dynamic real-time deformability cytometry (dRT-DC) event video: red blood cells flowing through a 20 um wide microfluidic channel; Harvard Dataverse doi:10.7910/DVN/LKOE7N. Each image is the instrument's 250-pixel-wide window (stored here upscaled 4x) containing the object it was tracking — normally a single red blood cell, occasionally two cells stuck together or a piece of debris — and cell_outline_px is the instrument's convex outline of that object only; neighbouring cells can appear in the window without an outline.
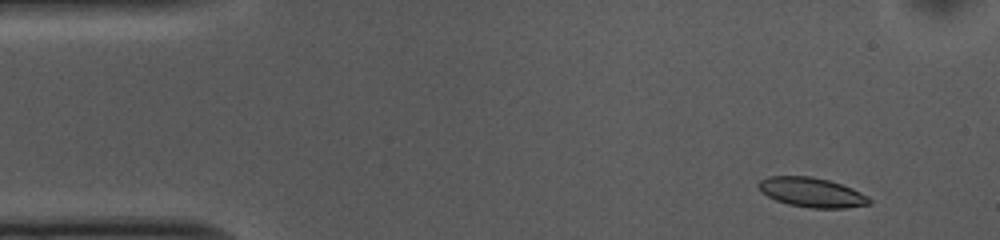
{"species": "common noctule bat (a hibernating species)", "species_latin": "Nyctalus noctula", "temperature_condition": "cold", "stored_images_in_passage": 52, "camera_frame_rate_fps": 3000, "um_per_image_px": 0.085, "animal": {"sex": "female", "body_mass_g": 10.0, "forearm_length_mm": 53.1}, "frame": {"image": 1, "passage_image": 4, "time_ms": 1.0, "image_size_px": [1000, 240], "cell_outline_px": [[872, 200], [868, 204], [848, 208], [812, 208], [788, 204], [776, 200], [768, 196], [756, 184], [760, 180], [768, 176], [812, 176], [828, 180], [852, 188], [868, 196]], "centroid_in_image_um": [69.01, 16.35], "position_along_channel_um": 16.0, "area_um2": 18.96}}
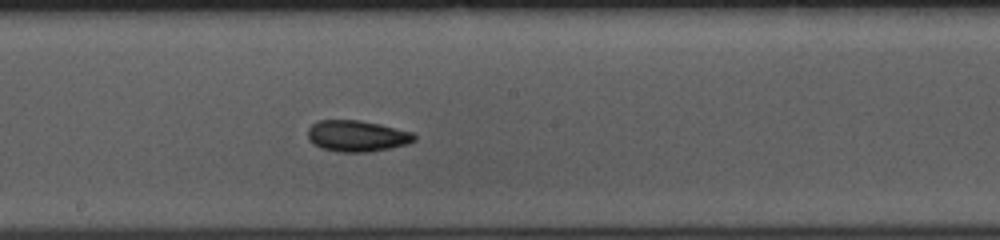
{"frame": {"image": 2, "passage_image": 27, "time_ms": 8.667, "image_size_px": [1000, 240], "cell_outline_px": [[416, 140], [408, 144], [368, 152], [340, 152], [324, 148], [308, 140], [308, 128], [312, 124], [320, 120], [360, 120], [380, 124], [412, 132], [416, 136]], "centroid_in_image_um": [30.36, 11.55], "position_along_channel_um": 217.8, "area_um2": 19.25}}
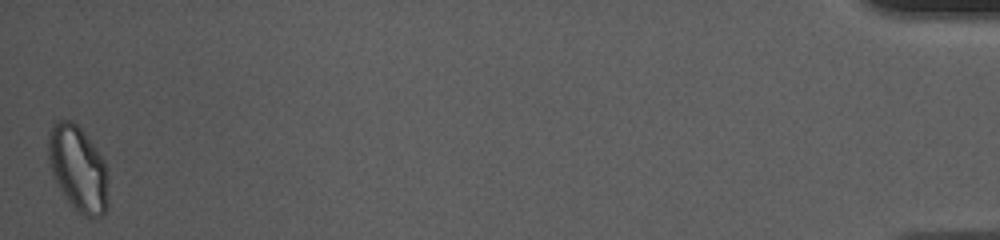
{"frame": {"image": 3, "passage_image": 52, "time_ms": 17.0, "image_size_px": [1000, 240], "cell_outline_px": [[108, 208], [100, 216], [92, 220], [80, 212], [68, 200], [52, 176], [48, 160], [48, 132], [52, 124], [60, 120], [72, 120], [84, 132], [104, 160], [108, 204]], "centroid_in_image_um": [6.61, 14.31], "position_along_channel_um": 428.6, "area_um2": 29.59}, "authors_computed_cell_mechanics": {"area_um2": 19.3341, "velocity_mm_per_s": 3.7043, "shape_relaxation_time_tau1_ms": 7.3896, "shape_relaxation_time_tau2_ms": 4.0231, "deformation_change_tau1": 0.1339, "deformation_change_tau2": 0.0939}}